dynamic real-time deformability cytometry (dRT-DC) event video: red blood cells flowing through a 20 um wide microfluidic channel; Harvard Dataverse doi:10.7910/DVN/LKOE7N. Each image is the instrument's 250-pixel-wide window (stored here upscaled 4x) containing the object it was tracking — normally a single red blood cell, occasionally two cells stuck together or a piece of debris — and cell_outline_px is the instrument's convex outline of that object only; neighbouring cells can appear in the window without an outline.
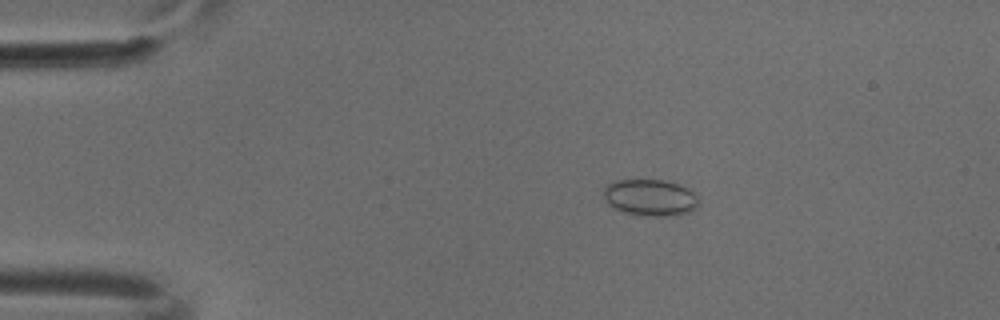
{"species": "common noctule bat (a hibernating species)", "species_latin": "Nyctalus noctula", "temperature_condition": "cold", "stored_images_in_passage": 50, "camera_frame_rate_fps": 3000, "um_per_image_px": 0.085, "animal": {"sex": "male", "body_mass_g": 18.8}, "frame": {"image": 1, "passage_image": 9, "time_ms": 2.667, "image_size_px": [1000, 320], "cell_outline_px": [[700, 200], [696, 208], [688, 212], [676, 216], [644, 216], [624, 212], [608, 204], [604, 196], [604, 188], [608, 184], [616, 180], [664, 180], [680, 184], [688, 188]], "centroid_in_image_um": [55.3, 16.8], "position_along_channel_um": 29.7, "area_um2": 20.35}}
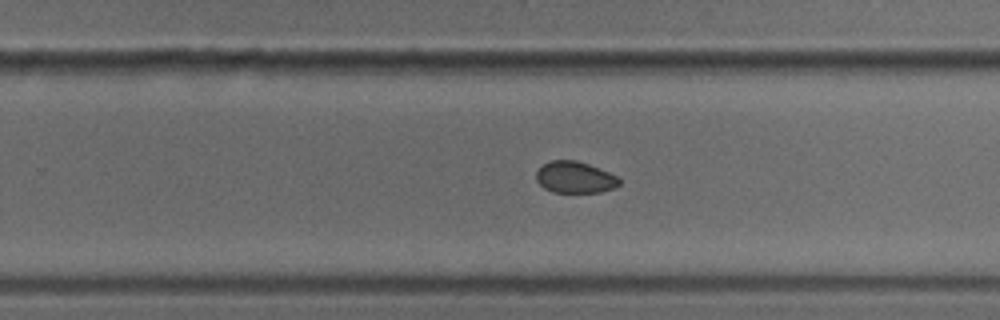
{"frame": {"image": 2, "passage_image": 32, "time_ms": 10.333, "image_size_px": [1000, 320], "cell_outline_px": [[620, 184], [612, 188], [600, 192], [552, 192], [544, 188], [536, 180], [536, 172], [544, 164], [552, 160], [576, 160], [588, 164], [608, 172], [616, 176], [620, 180]], "centroid_in_image_um": [48.85, 15.07], "position_along_channel_um": 281.0, "area_um2": 15.09}}
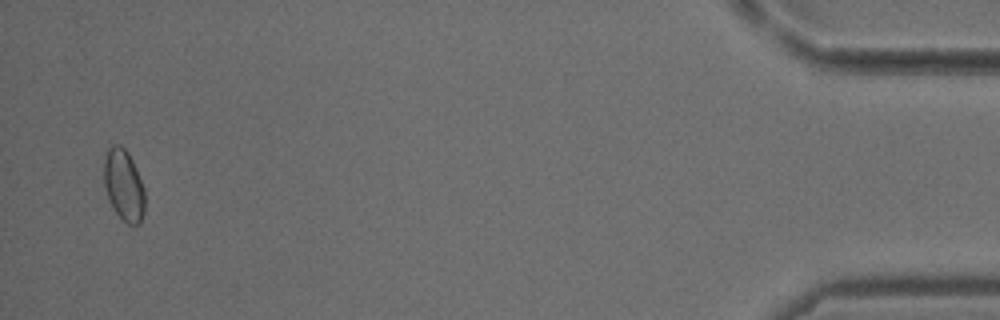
{"frame": {"image": 3, "passage_image": 49, "time_ms": 16.0, "image_size_px": [1000, 320], "cell_outline_px": [[144, 212], [140, 224], [128, 224], [116, 212], [108, 200], [104, 184], [104, 160], [108, 148], [112, 144], [120, 144], [128, 152], [136, 168], [144, 188]], "centroid_in_image_um": [10.51, 15.72], "position_along_channel_um": 424.7, "area_um2": 16.99}}